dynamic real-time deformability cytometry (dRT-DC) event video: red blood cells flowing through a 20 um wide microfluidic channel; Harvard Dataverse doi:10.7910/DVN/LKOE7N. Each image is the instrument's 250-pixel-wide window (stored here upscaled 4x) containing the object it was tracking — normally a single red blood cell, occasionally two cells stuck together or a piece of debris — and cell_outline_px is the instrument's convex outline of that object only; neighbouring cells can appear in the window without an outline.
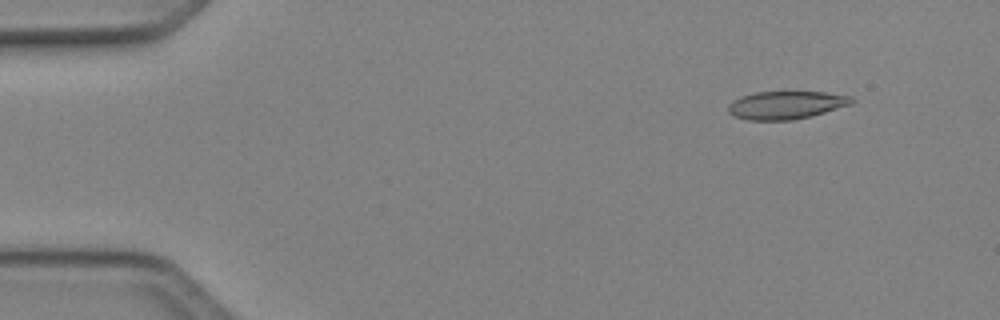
{"species": "Egyptian fruit bat (a non-hibernating species)", "species_latin": "Rousettus aegyptiacus", "temperature_condition": "cold", "stored_images_in_passage": 49, "camera_frame_rate_fps": 3000, "um_per_image_px": 0.085, "animal": {"sex": "female"}, "frame": {"image": 1, "passage_image": 5, "time_ms": 1.333, "image_size_px": [1000, 320], "cell_outline_px": [[856, 100], [852, 104], [812, 116], [792, 120], [748, 120], [736, 116], [728, 112], [728, 104], [732, 100], [740, 96], [756, 92], [824, 92], [852, 96]], "centroid_in_image_um": [66.83, 8.93], "position_along_channel_um": 18.2, "area_um2": 20.23}}
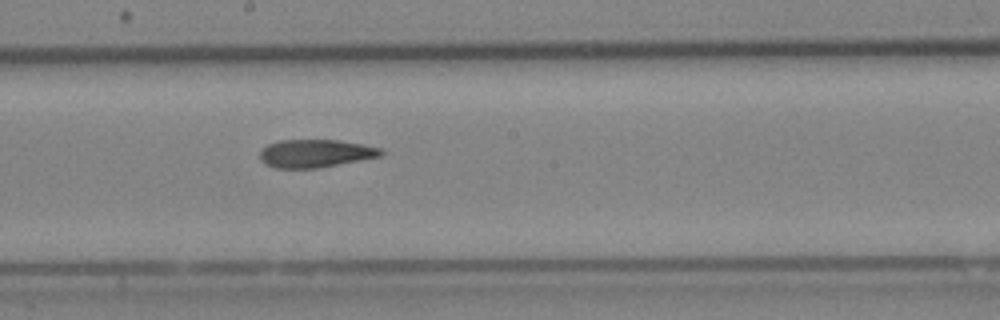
{"frame": {"image": 2, "passage_image": 27, "time_ms": 8.667, "image_size_px": [1000, 320], "cell_outline_px": [[384, 152], [380, 156], [316, 168], [276, 168], [264, 164], [260, 160], [260, 152], [268, 144], [280, 140], [340, 140], [380, 148]], "centroid_in_image_um": [26.76, 13.04], "position_along_channel_um": 221.4, "area_um2": 19.48}}
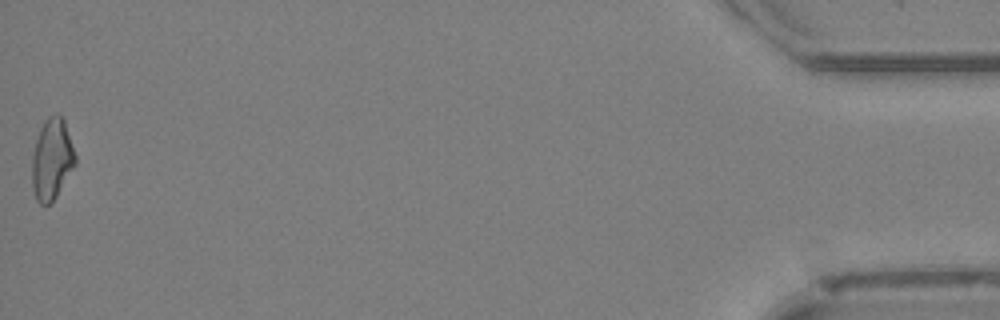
{"frame": {"image": 3, "passage_image": 49, "time_ms": 16.0, "image_size_px": [1000, 320], "cell_outline_px": [[76, 164], [56, 196], [48, 204], [40, 204], [36, 200], [32, 188], [32, 156], [36, 140], [40, 128], [44, 120], [48, 116], [60, 116], [64, 120], [76, 156]], "centroid_in_image_um": [4.4, 13.55], "position_along_channel_um": 430.8, "area_um2": 20.23}, "authors_computed_cell_mechanics": {"area_um2": 20.2878, "velocity_mm_per_s": 4.1599, "shape_relaxation_time_tau1_ms": null, "shape_relaxation_time_tau2_ms": 3.8379, "deformation_change_tau1": null, "deformation_change_tau2": 0.1092}}